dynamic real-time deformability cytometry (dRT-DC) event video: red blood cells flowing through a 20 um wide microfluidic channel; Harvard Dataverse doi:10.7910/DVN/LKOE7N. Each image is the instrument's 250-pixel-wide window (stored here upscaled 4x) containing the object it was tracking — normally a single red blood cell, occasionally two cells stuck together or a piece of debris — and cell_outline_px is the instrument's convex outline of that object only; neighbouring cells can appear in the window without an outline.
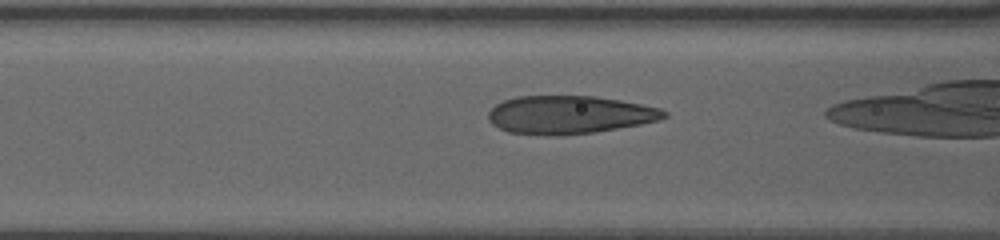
{"species": "human", "species_latin": "Homo sapiens", "temperature_condition": "warm", "stored_images_in_passage": 31, "camera_frame_rate_fps": 3000, "um_per_image_px": 0.085, "donor": {"sex": "female"}, "frame": {"image": 1, "passage_image": 9, "time_ms": 2.667, "image_size_px": [1000, 240], "cell_outline_px": [[668, 116], [656, 120], [640, 124], [596, 132], [508, 132], [492, 124], [488, 120], [488, 112], [496, 104], [504, 100], [516, 96], [596, 96], [620, 100], [660, 108], [668, 112]], "centroid_in_image_um": [48.42, 9.7], "position_along_channel_um": 118.2, "area_um2": 37.74}}
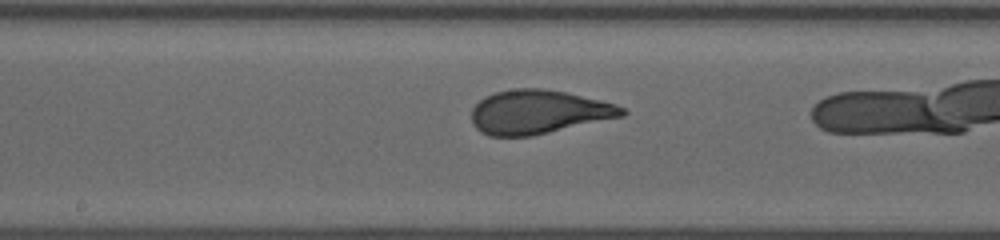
{"frame": {"image": 2, "passage_image": 16, "time_ms": 5.0, "image_size_px": [1000, 240], "cell_outline_px": [[628, 112], [624, 116], [532, 136], [488, 136], [480, 132], [472, 124], [472, 108], [484, 96], [496, 92], [512, 88], [544, 88], [564, 92], [600, 100], [616, 104], [624, 108]], "centroid_in_image_um": [45.75, 9.52], "position_along_channel_um": 202.4, "area_um2": 38.61}}
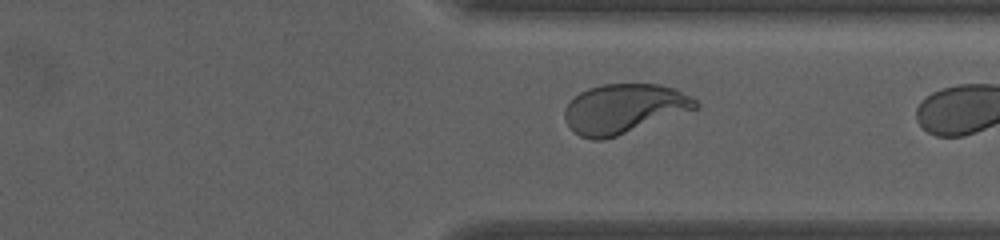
{"frame": {"image": 3, "passage_image": 29, "time_ms": 9.333, "image_size_px": [1000, 240], "cell_outline_px": [[700, 108], [604, 140], [592, 140], [580, 136], [564, 120], [564, 108], [580, 92], [588, 88], [604, 84], [660, 84], [676, 88], [696, 100], [700, 104]], "centroid_in_image_um": [53.07, 9.23], "position_along_channel_um": 358.3, "area_um2": 37.74}}